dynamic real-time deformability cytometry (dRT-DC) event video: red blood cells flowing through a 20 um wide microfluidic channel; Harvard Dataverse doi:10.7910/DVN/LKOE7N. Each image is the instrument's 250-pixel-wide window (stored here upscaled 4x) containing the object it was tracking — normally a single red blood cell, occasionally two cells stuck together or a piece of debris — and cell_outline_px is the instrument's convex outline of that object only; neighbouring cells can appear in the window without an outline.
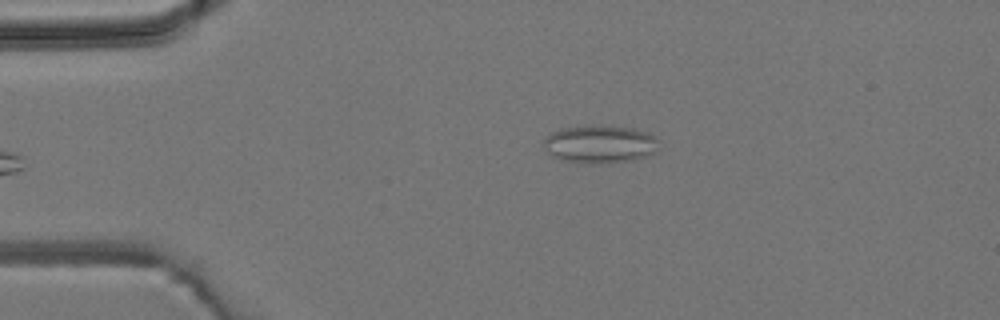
{"species": "common noctule bat (a hibernating species)", "species_latin": "Nyctalus noctula", "temperature_condition": "room temperature", "stored_images_in_passage": 4, "camera_frame_rate_fps": 3000, "um_per_image_px": 0.085, "animal": {"sex": "male", "body_mass_g": 19.2, "forearm_length_mm": 51.8}, "frame": {"image": 1, "passage_image": 4, "time_ms": 4.333, "image_size_px": [1000, 320], "cell_outline_px": [[660, 148], [648, 156], [636, 160], [592, 164], [568, 160], [552, 156], [544, 148], [544, 140], [552, 132], [560, 128], [588, 124], [632, 128], [648, 132], [656, 136]], "centroid_in_image_um": [51.04, 12.23], "position_along_channel_um": 34.0, "area_um2": 25.72}}